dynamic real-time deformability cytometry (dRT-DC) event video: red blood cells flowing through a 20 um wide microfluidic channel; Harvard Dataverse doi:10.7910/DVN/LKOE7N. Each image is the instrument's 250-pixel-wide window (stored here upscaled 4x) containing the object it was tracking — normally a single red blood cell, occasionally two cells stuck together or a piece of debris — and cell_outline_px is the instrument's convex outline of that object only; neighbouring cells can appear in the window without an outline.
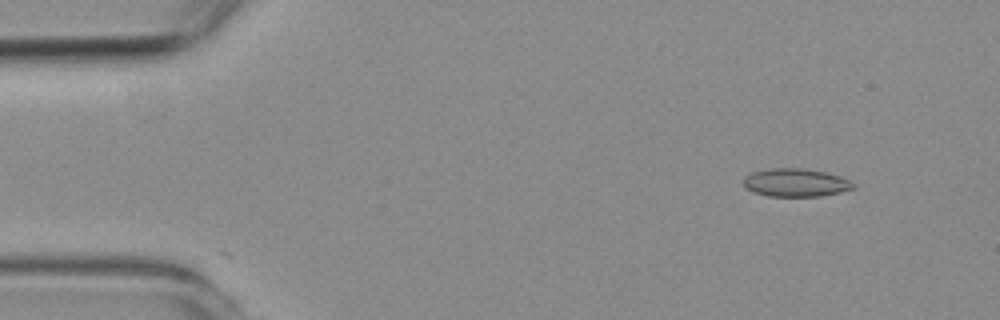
{"species": "common noctule bat (a hibernating species)", "species_latin": "Nyctalus noctula", "temperature_condition": "room temperature", "stored_images_in_passage": 6, "camera_frame_rate_fps": 3000, "um_per_image_px": 0.085, "animal": {"sex": "female", "body_mass_g": 19.3, "forearm_length_mm": 54.1}, "frame": {"image": 1, "passage_image": 1, "time_ms": 0.0, "image_size_px": [1000, 320], "cell_outline_px": [[856, 188], [840, 192], [820, 196], [768, 196], [752, 192], [744, 184], [744, 176], [752, 172], [768, 168], [804, 168], [824, 172], [840, 176], [856, 184]], "centroid_in_image_um": [67.64, 15.52], "position_along_channel_um": 17.4, "area_um2": 18.03}}
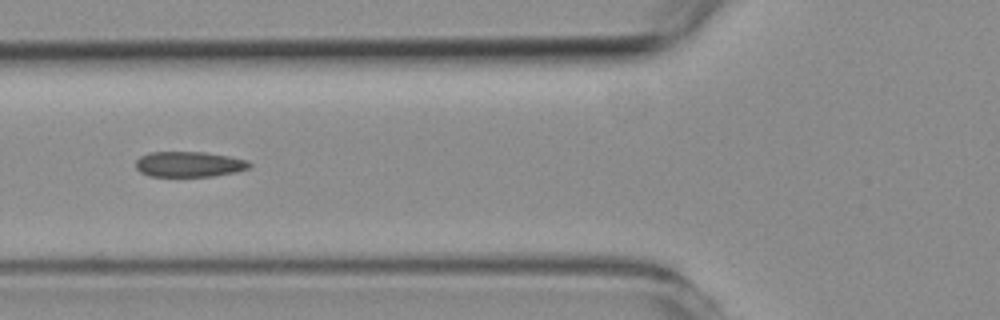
{"frame": {"image": 2, "passage_image": 5, "time_ms": 5.0, "image_size_px": [1000, 320], "cell_outline_px": [[252, 164], [248, 168], [236, 172], [212, 176], [148, 176], [140, 172], [136, 168], [136, 160], [140, 156], [148, 152], [204, 152], [228, 156], [248, 160]], "centroid_in_image_um": [16.06, 13.96], "position_along_channel_um": 109.7, "area_um2": 16.88}}
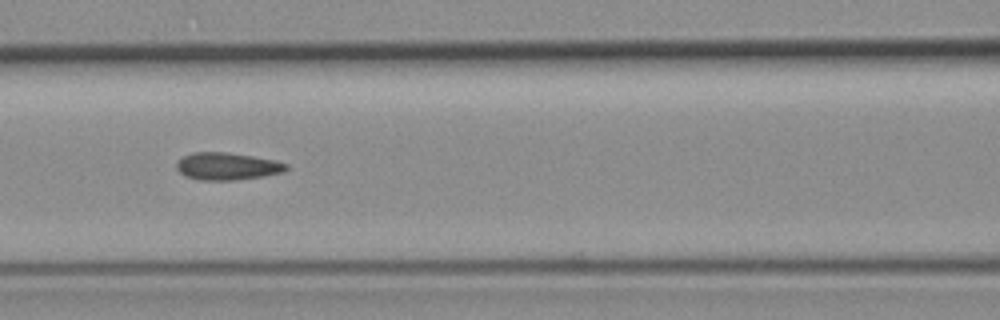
{"frame": {"image": 3, "passage_image": 6, "time_ms": 6.0, "image_size_px": [1000, 320], "cell_outline_px": [[288, 168], [284, 172], [264, 176], [236, 180], [200, 180], [184, 176], [176, 168], [176, 160], [192, 152], [228, 152], [276, 160], [288, 164]], "centroid_in_image_um": [19.3, 14.13], "position_along_channel_um": 147.3, "area_um2": 17.69}}